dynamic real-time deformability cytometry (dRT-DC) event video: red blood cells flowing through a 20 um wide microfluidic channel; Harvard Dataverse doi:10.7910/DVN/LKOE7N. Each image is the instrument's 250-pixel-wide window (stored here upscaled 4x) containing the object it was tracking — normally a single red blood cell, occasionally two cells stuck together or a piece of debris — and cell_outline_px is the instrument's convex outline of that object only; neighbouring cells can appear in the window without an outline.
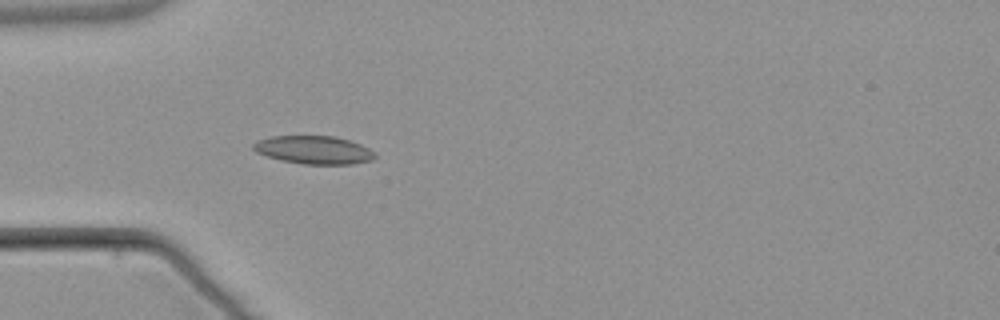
{"species": "common noctule bat (a hibernating species)", "species_latin": "Nyctalus noctula", "temperature_condition": "warm", "stored_images_in_passage": 3, "camera_frame_rate_fps": 3000, "um_per_image_px": 0.085, "animal": {"sex": "male", "body_mass_g": 21.5, "forearm_length_mm": 52.0}, "frame": {"image": 1, "passage_image": 3, "time_ms": 2.333, "image_size_px": [1000, 320], "cell_outline_px": [[376, 156], [372, 160], [352, 164], [300, 164], [280, 160], [256, 152], [252, 148], [252, 144], [256, 140], [272, 136], [332, 136], [348, 140], [360, 144], [376, 152]], "centroid_in_image_um": [26.66, 12.74], "position_along_channel_um": 58.3, "area_um2": 20.0}}